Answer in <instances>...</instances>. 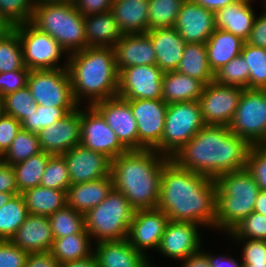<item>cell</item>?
<instances>
[{
  "mask_svg": "<svg viewBox=\"0 0 266 267\" xmlns=\"http://www.w3.org/2000/svg\"><path fill=\"white\" fill-rule=\"evenodd\" d=\"M27 255L10 240H0V267H24Z\"/></svg>",
  "mask_w": 266,
  "mask_h": 267,
  "instance_id": "816d5d0a",
  "label": "cell"
},
{
  "mask_svg": "<svg viewBox=\"0 0 266 267\" xmlns=\"http://www.w3.org/2000/svg\"><path fill=\"white\" fill-rule=\"evenodd\" d=\"M246 169L253 176L259 188L266 191V149H262L258 145H251Z\"/></svg>",
  "mask_w": 266,
  "mask_h": 267,
  "instance_id": "c3c4849f",
  "label": "cell"
},
{
  "mask_svg": "<svg viewBox=\"0 0 266 267\" xmlns=\"http://www.w3.org/2000/svg\"><path fill=\"white\" fill-rule=\"evenodd\" d=\"M91 242L92 239L89 233L84 230L82 233L71 234L54 239L49 252L61 265L66 262L80 260L91 256L94 249L91 248L94 246Z\"/></svg>",
  "mask_w": 266,
  "mask_h": 267,
  "instance_id": "836d02e7",
  "label": "cell"
},
{
  "mask_svg": "<svg viewBox=\"0 0 266 267\" xmlns=\"http://www.w3.org/2000/svg\"><path fill=\"white\" fill-rule=\"evenodd\" d=\"M169 217L160 209L136 210L129 226L127 240L136 250L158 249Z\"/></svg>",
  "mask_w": 266,
  "mask_h": 267,
  "instance_id": "e0dca14e",
  "label": "cell"
},
{
  "mask_svg": "<svg viewBox=\"0 0 266 267\" xmlns=\"http://www.w3.org/2000/svg\"><path fill=\"white\" fill-rule=\"evenodd\" d=\"M34 5H40L44 3H63V2H69L72 0H32Z\"/></svg>",
  "mask_w": 266,
  "mask_h": 267,
  "instance_id": "003e7915",
  "label": "cell"
},
{
  "mask_svg": "<svg viewBox=\"0 0 266 267\" xmlns=\"http://www.w3.org/2000/svg\"><path fill=\"white\" fill-rule=\"evenodd\" d=\"M12 28L19 35L23 63L29 70L68 67V60L62 66L58 64L62 55L67 52L49 34L40 31L31 22L16 25Z\"/></svg>",
  "mask_w": 266,
  "mask_h": 267,
  "instance_id": "9c48e42d",
  "label": "cell"
},
{
  "mask_svg": "<svg viewBox=\"0 0 266 267\" xmlns=\"http://www.w3.org/2000/svg\"><path fill=\"white\" fill-rule=\"evenodd\" d=\"M163 73L157 65L122 69L119 72L118 96L126 100H162Z\"/></svg>",
  "mask_w": 266,
  "mask_h": 267,
  "instance_id": "9a60e30c",
  "label": "cell"
},
{
  "mask_svg": "<svg viewBox=\"0 0 266 267\" xmlns=\"http://www.w3.org/2000/svg\"><path fill=\"white\" fill-rule=\"evenodd\" d=\"M135 211L123 193L113 188L104 201L84 214L85 230L97 243L127 239Z\"/></svg>",
  "mask_w": 266,
  "mask_h": 267,
  "instance_id": "52a82bcc",
  "label": "cell"
},
{
  "mask_svg": "<svg viewBox=\"0 0 266 267\" xmlns=\"http://www.w3.org/2000/svg\"><path fill=\"white\" fill-rule=\"evenodd\" d=\"M252 0H238L215 12V27L247 40L256 18Z\"/></svg>",
  "mask_w": 266,
  "mask_h": 267,
  "instance_id": "4316f807",
  "label": "cell"
},
{
  "mask_svg": "<svg viewBox=\"0 0 266 267\" xmlns=\"http://www.w3.org/2000/svg\"><path fill=\"white\" fill-rule=\"evenodd\" d=\"M112 176L80 184H71L66 191L67 205L85 214L104 201L113 189Z\"/></svg>",
  "mask_w": 266,
  "mask_h": 267,
  "instance_id": "484cf974",
  "label": "cell"
},
{
  "mask_svg": "<svg viewBox=\"0 0 266 267\" xmlns=\"http://www.w3.org/2000/svg\"><path fill=\"white\" fill-rule=\"evenodd\" d=\"M5 114L4 101L0 98V118Z\"/></svg>",
  "mask_w": 266,
  "mask_h": 267,
  "instance_id": "89a4df30",
  "label": "cell"
},
{
  "mask_svg": "<svg viewBox=\"0 0 266 267\" xmlns=\"http://www.w3.org/2000/svg\"><path fill=\"white\" fill-rule=\"evenodd\" d=\"M147 34L155 49L156 65L164 73L176 71L186 45L178 30L172 26L149 30Z\"/></svg>",
  "mask_w": 266,
  "mask_h": 267,
  "instance_id": "d4e9b609",
  "label": "cell"
},
{
  "mask_svg": "<svg viewBox=\"0 0 266 267\" xmlns=\"http://www.w3.org/2000/svg\"><path fill=\"white\" fill-rule=\"evenodd\" d=\"M71 185L69 171L63 155H51L44 173L40 186L67 191Z\"/></svg>",
  "mask_w": 266,
  "mask_h": 267,
  "instance_id": "ee69618b",
  "label": "cell"
},
{
  "mask_svg": "<svg viewBox=\"0 0 266 267\" xmlns=\"http://www.w3.org/2000/svg\"><path fill=\"white\" fill-rule=\"evenodd\" d=\"M249 75L250 69L247 68L245 59L240 54L214 73V81L222 85L249 89Z\"/></svg>",
  "mask_w": 266,
  "mask_h": 267,
  "instance_id": "7bdbcfd3",
  "label": "cell"
},
{
  "mask_svg": "<svg viewBox=\"0 0 266 267\" xmlns=\"http://www.w3.org/2000/svg\"><path fill=\"white\" fill-rule=\"evenodd\" d=\"M200 224L169 221L157 251L171 259L184 260L201 249Z\"/></svg>",
  "mask_w": 266,
  "mask_h": 267,
  "instance_id": "ffe728a7",
  "label": "cell"
},
{
  "mask_svg": "<svg viewBox=\"0 0 266 267\" xmlns=\"http://www.w3.org/2000/svg\"><path fill=\"white\" fill-rule=\"evenodd\" d=\"M217 204L215 228L230 232L254 211L260 188L245 168L222 173L215 179Z\"/></svg>",
  "mask_w": 266,
  "mask_h": 267,
  "instance_id": "5b68a950",
  "label": "cell"
},
{
  "mask_svg": "<svg viewBox=\"0 0 266 267\" xmlns=\"http://www.w3.org/2000/svg\"><path fill=\"white\" fill-rule=\"evenodd\" d=\"M24 267H60V264L48 251L28 253Z\"/></svg>",
  "mask_w": 266,
  "mask_h": 267,
  "instance_id": "6f0895ef",
  "label": "cell"
},
{
  "mask_svg": "<svg viewBox=\"0 0 266 267\" xmlns=\"http://www.w3.org/2000/svg\"><path fill=\"white\" fill-rule=\"evenodd\" d=\"M13 196V193L0 192V207L5 205Z\"/></svg>",
  "mask_w": 266,
  "mask_h": 267,
  "instance_id": "e7e4bbea",
  "label": "cell"
},
{
  "mask_svg": "<svg viewBox=\"0 0 266 267\" xmlns=\"http://www.w3.org/2000/svg\"><path fill=\"white\" fill-rule=\"evenodd\" d=\"M54 240L48 216L28 214L10 241L27 253L48 252Z\"/></svg>",
  "mask_w": 266,
  "mask_h": 267,
  "instance_id": "cb8c5ba5",
  "label": "cell"
},
{
  "mask_svg": "<svg viewBox=\"0 0 266 267\" xmlns=\"http://www.w3.org/2000/svg\"><path fill=\"white\" fill-rule=\"evenodd\" d=\"M11 27L9 24L0 16V37L3 36Z\"/></svg>",
  "mask_w": 266,
  "mask_h": 267,
  "instance_id": "03108f58",
  "label": "cell"
},
{
  "mask_svg": "<svg viewBox=\"0 0 266 267\" xmlns=\"http://www.w3.org/2000/svg\"><path fill=\"white\" fill-rule=\"evenodd\" d=\"M263 10L264 13L255 18L246 43L266 49V9Z\"/></svg>",
  "mask_w": 266,
  "mask_h": 267,
  "instance_id": "11a10c76",
  "label": "cell"
},
{
  "mask_svg": "<svg viewBox=\"0 0 266 267\" xmlns=\"http://www.w3.org/2000/svg\"><path fill=\"white\" fill-rule=\"evenodd\" d=\"M84 24L87 47L114 48L123 35L111 10L84 16Z\"/></svg>",
  "mask_w": 266,
  "mask_h": 267,
  "instance_id": "f546056e",
  "label": "cell"
},
{
  "mask_svg": "<svg viewBox=\"0 0 266 267\" xmlns=\"http://www.w3.org/2000/svg\"><path fill=\"white\" fill-rule=\"evenodd\" d=\"M204 84L177 71L163 73L162 100L167 103L198 101Z\"/></svg>",
  "mask_w": 266,
  "mask_h": 267,
  "instance_id": "4dcf8cb0",
  "label": "cell"
},
{
  "mask_svg": "<svg viewBox=\"0 0 266 267\" xmlns=\"http://www.w3.org/2000/svg\"><path fill=\"white\" fill-rule=\"evenodd\" d=\"M209 258L211 267H242V263L237 262V260L233 259L230 256H214L211 253L205 252Z\"/></svg>",
  "mask_w": 266,
  "mask_h": 267,
  "instance_id": "91938a15",
  "label": "cell"
},
{
  "mask_svg": "<svg viewBox=\"0 0 266 267\" xmlns=\"http://www.w3.org/2000/svg\"><path fill=\"white\" fill-rule=\"evenodd\" d=\"M114 51L118 72L131 66L156 65L155 49L147 33L122 35Z\"/></svg>",
  "mask_w": 266,
  "mask_h": 267,
  "instance_id": "603a6c76",
  "label": "cell"
},
{
  "mask_svg": "<svg viewBox=\"0 0 266 267\" xmlns=\"http://www.w3.org/2000/svg\"><path fill=\"white\" fill-rule=\"evenodd\" d=\"M54 239L85 230L84 214L66 205L48 216Z\"/></svg>",
  "mask_w": 266,
  "mask_h": 267,
  "instance_id": "74e56055",
  "label": "cell"
},
{
  "mask_svg": "<svg viewBox=\"0 0 266 267\" xmlns=\"http://www.w3.org/2000/svg\"><path fill=\"white\" fill-rule=\"evenodd\" d=\"M114 131L127 150H138L137 122L132 114L129 100L118 95L92 105Z\"/></svg>",
  "mask_w": 266,
  "mask_h": 267,
  "instance_id": "2e32d148",
  "label": "cell"
},
{
  "mask_svg": "<svg viewBox=\"0 0 266 267\" xmlns=\"http://www.w3.org/2000/svg\"><path fill=\"white\" fill-rule=\"evenodd\" d=\"M42 152L38 135L21 129L11 143L10 148L0 158L4 163L13 166Z\"/></svg>",
  "mask_w": 266,
  "mask_h": 267,
  "instance_id": "8d00e7d4",
  "label": "cell"
},
{
  "mask_svg": "<svg viewBox=\"0 0 266 267\" xmlns=\"http://www.w3.org/2000/svg\"><path fill=\"white\" fill-rule=\"evenodd\" d=\"M22 194L14 195L0 207V240H10L28 216Z\"/></svg>",
  "mask_w": 266,
  "mask_h": 267,
  "instance_id": "d590c367",
  "label": "cell"
},
{
  "mask_svg": "<svg viewBox=\"0 0 266 267\" xmlns=\"http://www.w3.org/2000/svg\"><path fill=\"white\" fill-rule=\"evenodd\" d=\"M263 2H264V6L263 7L266 8V0H263Z\"/></svg>",
  "mask_w": 266,
  "mask_h": 267,
  "instance_id": "8c879c8a",
  "label": "cell"
},
{
  "mask_svg": "<svg viewBox=\"0 0 266 267\" xmlns=\"http://www.w3.org/2000/svg\"><path fill=\"white\" fill-rule=\"evenodd\" d=\"M77 108L79 107H45L37 104V110H33L30 116L21 122V128L38 134L43 128L62 120Z\"/></svg>",
  "mask_w": 266,
  "mask_h": 267,
  "instance_id": "b9f144b4",
  "label": "cell"
},
{
  "mask_svg": "<svg viewBox=\"0 0 266 267\" xmlns=\"http://www.w3.org/2000/svg\"><path fill=\"white\" fill-rule=\"evenodd\" d=\"M81 109L70 112L62 120L43 128L37 135L41 150L51 155H63L81 143Z\"/></svg>",
  "mask_w": 266,
  "mask_h": 267,
  "instance_id": "ac0fdd59",
  "label": "cell"
},
{
  "mask_svg": "<svg viewBox=\"0 0 266 267\" xmlns=\"http://www.w3.org/2000/svg\"><path fill=\"white\" fill-rule=\"evenodd\" d=\"M251 145L228 126L205 125L171 159L181 168L216 179L245 169Z\"/></svg>",
  "mask_w": 266,
  "mask_h": 267,
  "instance_id": "7a4b0ae2",
  "label": "cell"
},
{
  "mask_svg": "<svg viewBox=\"0 0 266 267\" xmlns=\"http://www.w3.org/2000/svg\"><path fill=\"white\" fill-rule=\"evenodd\" d=\"M227 234L232 238L266 240V216L253 211Z\"/></svg>",
  "mask_w": 266,
  "mask_h": 267,
  "instance_id": "7dc6e473",
  "label": "cell"
},
{
  "mask_svg": "<svg viewBox=\"0 0 266 267\" xmlns=\"http://www.w3.org/2000/svg\"><path fill=\"white\" fill-rule=\"evenodd\" d=\"M254 212L261 213L266 216V191L260 190L255 201Z\"/></svg>",
  "mask_w": 266,
  "mask_h": 267,
  "instance_id": "be15d7a7",
  "label": "cell"
},
{
  "mask_svg": "<svg viewBox=\"0 0 266 267\" xmlns=\"http://www.w3.org/2000/svg\"><path fill=\"white\" fill-rule=\"evenodd\" d=\"M243 88L210 82L198 102L205 125L229 126L239 105Z\"/></svg>",
  "mask_w": 266,
  "mask_h": 267,
  "instance_id": "7c38bea8",
  "label": "cell"
},
{
  "mask_svg": "<svg viewBox=\"0 0 266 267\" xmlns=\"http://www.w3.org/2000/svg\"><path fill=\"white\" fill-rule=\"evenodd\" d=\"M30 70L23 66L19 70L0 73V98L27 86Z\"/></svg>",
  "mask_w": 266,
  "mask_h": 267,
  "instance_id": "f907efd6",
  "label": "cell"
},
{
  "mask_svg": "<svg viewBox=\"0 0 266 267\" xmlns=\"http://www.w3.org/2000/svg\"><path fill=\"white\" fill-rule=\"evenodd\" d=\"M204 126L198 101L168 104L161 139V154L172 158Z\"/></svg>",
  "mask_w": 266,
  "mask_h": 267,
  "instance_id": "ba28073f",
  "label": "cell"
},
{
  "mask_svg": "<svg viewBox=\"0 0 266 267\" xmlns=\"http://www.w3.org/2000/svg\"><path fill=\"white\" fill-rule=\"evenodd\" d=\"M27 87L38 105L80 107L74 98L67 68L30 70Z\"/></svg>",
  "mask_w": 266,
  "mask_h": 267,
  "instance_id": "30bf717a",
  "label": "cell"
},
{
  "mask_svg": "<svg viewBox=\"0 0 266 267\" xmlns=\"http://www.w3.org/2000/svg\"><path fill=\"white\" fill-rule=\"evenodd\" d=\"M98 267H152L147 254L136 250L127 239L94 242ZM149 259V260H148ZM152 265V266H151Z\"/></svg>",
  "mask_w": 266,
  "mask_h": 267,
  "instance_id": "7402d4cb",
  "label": "cell"
},
{
  "mask_svg": "<svg viewBox=\"0 0 266 267\" xmlns=\"http://www.w3.org/2000/svg\"><path fill=\"white\" fill-rule=\"evenodd\" d=\"M242 267H266V263H259V264H242Z\"/></svg>",
  "mask_w": 266,
  "mask_h": 267,
  "instance_id": "a7ac6f4b",
  "label": "cell"
},
{
  "mask_svg": "<svg viewBox=\"0 0 266 267\" xmlns=\"http://www.w3.org/2000/svg\"><path fill=\"white\" fill-rule=\"evenodd\" d=\"M241 54L250 69L249 89L266 90V49L245 42Z\"/></svg>",
  "mask_w": 266,
  "mask_h": 267,
  "instance_id": "ab89813d",
  "label": "cell"
},
{
  "mask_svg": "<svg viewBox=\"0 0 266 267\" xmlns=\"http://www.w3.org/2000/svg\"><path fill=\"white\" fill-rule=\"evenodd\" d=\"M72 2L83 16H88L111 10L114 0H72Z\"/></svg>",
  "mask_w": 266,
  "mask_h": 267,
  "instance_id": "db71d44e",
  "label": "cell"
},
{
  "mask_svg": "<svg viewBox=\"0 0 266 267\" xmlns=\"http://www.w3.org/2000/svg\"><path fill=\"white\" fill-rule=\"evenodd\" d=\"M216 204L215 179L185 170L172 159L163 166L157 208L170 221L215 228Z\"/></svg>",
  "mask_w": 266,
  "mask_h": 267,
  "instance_id": "6da1fadb",
  "label": "cell"
},
{
  "mask_svg": "<svg viewBox=\"0 0 266 267\" xmlns=\"http://www.w3.org/2000/svg\"><path fill=\"white\" fill-rule=\"evenodd\" d=\"M31 23L72 54L87 47L84 16L72 1L35 5Z\"/></svg>",
  "mask_w": 266,
  "mask_h": 267,
  "instance_id": "8992f818",
  "label": "cell"
},
{
  "mask_svg": "<svg viewBox=\"0 0 266 267\" xmlns=\"http://www.w3.org/2000/svg\"><path fill=\"white\" fill-rule=\"evenodd\" d=\"M174 27L186 43H206L216 30L215 12L185 0Z\"/></svg>",
  "mask_w": 266,
  "mask_h": 267,
  "instance_id": "44dd1931",
  "label": "cell"
},
{
  "mask_svg": "<svg viewBox=\"0 0 266 267\" xmlns=\"http://www.w3.org/2000/svg\"><path fill=\"white\" fill-rule=\"evenodd\" d=\"M233 241L244 244L241 251L242 264L266 263V240L233 238Z\"/></svg>",
  "mask_w": 266,
  "mask_h": 267,
  "instance_id": "681fc988",
  "label": "cell"
},
{
  "mask_svg": "<svg viewBox=\"0 0 266 267\" xmlns=\"http://www.w3.org/2000/svg\"><path fill=\"white\" fill-rule=\"evenodd\" d=\"M81 110V143L86 149L96 151L111 161L127 149L120 143L114 131L107 125L102 115L93 107Z\"/></svg>",
  "mask_w": 266,
  "mask_h": 267,
  "instance_id": "5bb4252c",
  "label": "cell"
},
{
  "mask_svg": "<svg viewBox=\"0 0 266 267\" xmlns=\"http://www.w3.org/2000/svg\"><path fill=\"white\" fill-rule=\"evenodd\" d=\"M228 127L250 145H258L266 134V90L244 89Z\"/></svg>",
  "mask_w": 266,
  "mask_h": 267,
  "instance_id": "8fae6325",
  "label": "cell"
},
{
  "mask_svg": "<svg viewBox=\"0 0 266 267\" xmlns=\"http://www.w3.org/2000/svg\"><path fill=\"white\" fill-rule=\"evenodd\" d=\"M63 156L71 184L95 181L111 175V160L81 145L74 146Z\"/></svg>",
  "mask_w": 266,
  "mask_h": 267,
  "instance_id": "d6986e66",
  "label": "cell"
},
{
  "mask_svg": "<svg viewBox=\"0 0 266 267\" xmlns=\"http://www.w3.org/2000/svg\"><path fill=\"white\" fill-rule=\"evenodd\" d=\"M5 114L16 118L22 122L29 117L33 110H37V104L31 95L30 89H19L3 97Z\"/></svg>",
  "mask_w": 266,
  "mask_h": 267,
  "instance_id": "f6af8a7d",
  "label": "cell"
},
{
  "mask_svg": "<svg viewBox=\"0 0 266 267\" xmlns=\"http://www.w3.org/2000/svg\"><path fill=\"white\" fill-rule=\"evenodd\" d=\"M21 122L4 114L0 118V158L10 148L12 141L21 130Z\"/></svg>",
  "mask_w": 266,
  "mask_h": 267,
  "instance_id": "f5cc1de1",
  "label": "cell"
},
{
  "mask_svg": "<svg viewBox=\"0 0 266 267\" xmlns=\"http://www.w3.org/2000/svg\"><path fill=\"white\" fill-rule=\"evenodd\" d=\"M66 59L73 95L79 105L83 99L88 98V105L92 106L118 95L119 72L114 48L86 47Z\"/></svg>",
  "mask_w": 266,
  "mask_h": 267,
  "instance_id": "277c9868",
  "label": "cell"
},
{
  "mask_svg": "<svg viewBox=\"0 0 266 267\" xmlns=\"http://www.w3.org/2000/svg\"><path fill=\"white\" fill-rule=\"evenodd\" d=\"M185 0H148L149 30L175 26Z\"/></svg>",
  "mask_w": 266,
  "mask_h": 267,
  "instance_id": "f35d334b",
  "label": "cell"
},
{
  "mask_svg": "<svg viewBox=\"0 0 266 267\" xmlns=\"http://www.w3.org/2000/svg\"><path fill=\"white\" fill-rule=\"evenodd\" d=\"M34 7L32 0H0V16L12 28L31 22Z\"/></svg>",
  "mask_w": 266,
  "mask_h": 267,
  "instance_id": "bcb514c9",
  "label": "cell"
},
{
  "mask_svg": "<svg viewBox=\"0 0 266 267\" xmlns=\"http://www.w3.org/2000/svg\"><path fill=\"white\" fill-rule=\"evenodd\" d=\"M170 159L153 149L127 150L111 161L114 189L135 210L157 208L162 169Z\"/></svg>",
  "mask_w": 266,
  "mask_h": 267,
  "instance_id": "3957f363",
  "label": "cell"
},
{
  "mask_svg": "<svg viewBox=\"0 0 266 267\" xmlns=\"http://www.w3.org/2000/svg\"><path fill=\"white\" fill-rule=\"evenodd\" d=\"M60 267H98L95 256L92 254L84 259L66 262L60 265Z\"/></svg>",
  "mask_w": 266,
  "mask_h": 267,
  "instance_id": "6125c7cd",
  "label": "cell"
},
{
  "mask_svg": "<svg viewBox=\"0 0 266 267\" xmlns=\"http://www.w3.org/2000/svg\"><path fill=\"white\" fill-rule=\"evenodd\" d=\"M29 214L49 216L67 205L66 191L43 186L29 188L21 193Z\"/></svg>",
  "mask_w": 266,
  "mask_h": 267,
  "instance_id": "1f68e13d",
  "label": "cell"
},
{
  "mask_svg": "<svg viewBox=\"0 0 266 267\" xmlns=\"http://www.w3.org/2000/svg\"><path fill=\"white\" fill-rule=\"evenodd\" d=\"M198 5L206 8L207 10L216 12L238 0H193Z\"/></svg>",
  "mask_w": 266,
  "mask_h": 267,
  "instance_id": "94428289",
  "label": "cell"
},
{
  "mask_svg": "<svg viewBox=\"0 0 266 267\" xmlns=\"http://www.w3.org/2000/svg\"><path fill=\"white\" fill-rule=\"evenodd\" d=\"M0 192L20 194L13 167L0 159Z\"/></svg>",
  "mask_w": 266,
  "mask_h": 267,
  "instance_id": "9f6ffc18",
  "label": "cell"
},
{
  "mask_svg": "<svg viewBox=\"0 0 266 267\" xmlns=\"http://www.w3.org/2000/svg\"><path fill=\"white\" fill-rule=\"evenodd\" d=\"M148 0H114L111 12L120 32L143 34L149 31Z\"/></svg>",
  "mask_w": 266,
  "mask_h": 267,
  "instance_id": "83f0119b",
  "label": "cell"
},
{
  "mask_svg": "<svg viewBox=\"0 0 266 267\" xmlns=\"http://www.w3.org/2000/svg\"><path fill=\"white\" fill-rule=\"evenodd\" d=\"M176 71L198 79L204 85L214 81V73L208 63L206 43H186Z\"/></svg>",
  "mask_w": 266,
  "mask_h": 267,
  "instance_id": "d6a6232c",
  "label": "cell"
},
{
  "mask_svg": "<svg viewBox=\"0 0 266 267\" xmlns=\"http://www.w3.org/2000/svg\"><path fill=\"white\" fill-rule=\"evenodd\" d=\"M24 66L18 33L9 29L0 37V73L19 70Z\"/></svg>",
  "mask_w": 266,
  "mask_h": 267,
  "instance_id": "60d3db41",
  "label": "cell"
},
{
  "mask_svg": "<svg viewBox=\"0 0 266 267\" xmlns=\"http://www.w3.org/2000/svg\"><path fill=\"white\" fill-rule=\"evenodd\" d=\"M245 42L239 36L216 28L206 42L208 63L213 73L240 55Z\"/></svg>",
  "mask_w": 266,
  "mask_h": 267,
  "instance_id": "f1b7e54d",
  "label": "cell"
},
{
  "mask_svg": "<svg viewBox=\"0 0 266 267\" xmlns=\"http://www.w3.org/2000/svg\"><path fill=\"white\" fill-rule=\"evenodd\" d=\"M137 122L138 150L153 149L161 154V139L165 126L168 104L163 100H129Z\"/></svg>",
  "mask_w": 266,
  "mask_h": 267,
  "instance_id": "4fadbf2b",
  "label": "cell"
},
{
  "mask_svg": "<svg viewBox=\"0 0 266 267\" xmlns=\"http://www.w3.org/2000/svg\"><path fill=\"white\" fill-rule=\"evenodd\" d=\"M258 146L262 149H266V134L265 136L262 138V140L260 141V143L258 144Z\"/></svg>",
  "mask_w": 266,
  "mask_h": 267,
  "instance_id": "2644e50d",
  "label": "cell"
},
{
  "mask_svg": "<svg viewBox=\"0 0 266 267\" xmlns=\"http://www.w3.org/2000/svg\"><path fill=\"white\" fill-rule=\"evenodd\" d=\"M50 156L51 154L42 151L12 166L20 194L29 188L40 185Z\"/></svg>",
  "mask_w": 266,
  "mask_h": 267,
  "instance_id": "e575fe53",
  "label": "cell"
},
{
  "mask_svg": "<svg viewBox=\"0 0 266 267\" xmlns=\"http://www.w3.org/2000/svg\"><path fill=\"white\" fill-rule=\"evenodd\" d=\"M181 267H211L210 261L204 250L201 249L185 258Z\"/></svg>",
  "mask_w": 266,
  "mask_h": 267,
  "instance_id": "680465c9",
  "label": "cell"
}]
</instances>
